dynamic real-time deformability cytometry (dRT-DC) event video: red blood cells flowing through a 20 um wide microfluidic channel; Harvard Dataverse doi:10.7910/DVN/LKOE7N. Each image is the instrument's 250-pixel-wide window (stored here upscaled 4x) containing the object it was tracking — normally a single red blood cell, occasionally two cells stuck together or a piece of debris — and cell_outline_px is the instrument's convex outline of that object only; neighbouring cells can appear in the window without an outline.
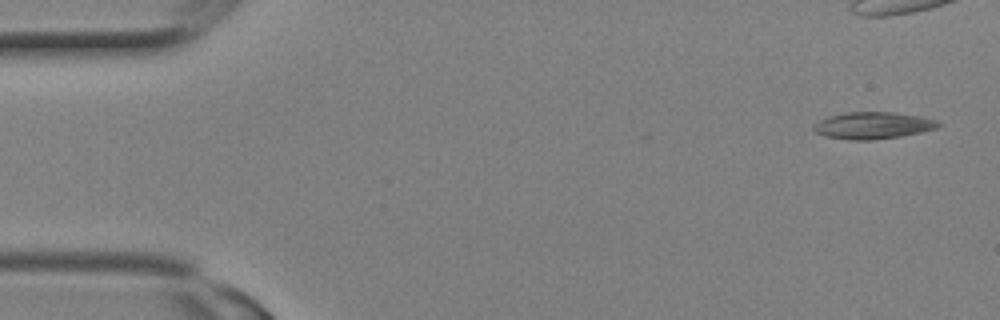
{"species": "Egyptian fruit bat (a non-hibernating species)", "species_latin": "Rousettus aegyptiacus", "temperature_condition": "room temperature", "stored_images_in_passage": 10, "camera_frame_rate_fps": 3000, "um_per_image_px": 0.085, "animal": {"sex": "female"}, "frame": {"image": 1, "passage_image": 1, "time_ms": 0.0, "image_size_px": [1000, 320], "cell_outline_px": [[940, 124], [936, 128], [920, 132], [900, 136], [872, 140], [848, 140], [824, 136], [816, 132], [812, 128], [812, 124], [828, 116], [844, 112], [892, 112], [920, 116], [936, 120]], "centroid_in_image_um": [74.13, 10.66], "position_along_channel_um": 10.9, "area_um2": 19.54}}